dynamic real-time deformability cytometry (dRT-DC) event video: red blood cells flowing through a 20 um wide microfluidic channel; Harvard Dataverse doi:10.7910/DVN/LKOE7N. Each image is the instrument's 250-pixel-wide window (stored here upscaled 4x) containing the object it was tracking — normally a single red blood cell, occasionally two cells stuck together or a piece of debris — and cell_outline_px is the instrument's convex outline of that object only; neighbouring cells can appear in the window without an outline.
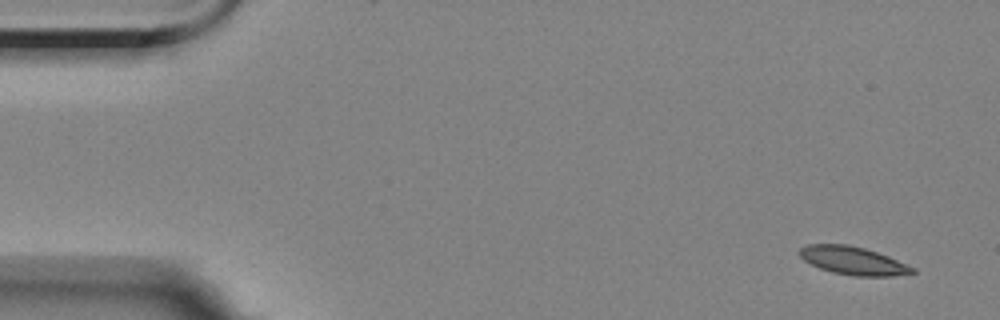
{"species": "Egyptian fruit bat (a non-hibernating species)", "species_latin": "Rousettus aegyptiacus", "temperature_condition": "room temperature", "stored_images_in_passage": 4, "camera_frame_rate_fps": 3000, "um_per_image_px": 0.085, "animal": {"sex": "female"}, "frame": {"image": 1, "passage_image": 1, "time_ms": 0.0, "image_size_px": [1000, 320], "cell_outline_px": [[916, 272], [892, 276], [852, 276], [832, 272], [820, 268], [804, 260], [800, 256], [800, 248], [808, 244], [848, 244], [864, 248], [888, 256], [916, 268]], "centroid_in_image_um": [72.52, 22.16], "position_along_channel_um": 12.5, "area_um2": 18.38}}